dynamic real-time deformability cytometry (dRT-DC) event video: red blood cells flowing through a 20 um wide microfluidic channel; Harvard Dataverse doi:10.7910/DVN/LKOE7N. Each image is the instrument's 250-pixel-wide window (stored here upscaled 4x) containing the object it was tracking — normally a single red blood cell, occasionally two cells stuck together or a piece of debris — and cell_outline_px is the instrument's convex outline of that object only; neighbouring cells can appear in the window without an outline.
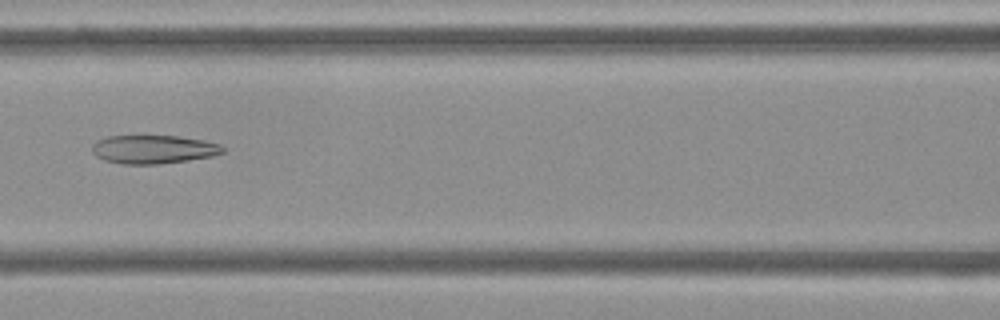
{"species": "Egyptian fruit bat (a non-hibernating species)", "species_latin": "Rousettus aegyptiacus", "temperature_condition": "cold", "stored_images_in_passage": 51, "camera_frame_rate_fps": 3000, "um_per_image_px": 0.085, "frame": {"image": 1, "passage_image": 21, "time_ms": 6.667, "image_size_px": [1000, 320], "cell_outline_px": [[224, 152], [212, 156], [188, 160], [160, 164], [124, 164], [104, 160], [96, 156], [92, 152], [92, 144], [96, 140], [108, 136], [180, 136], [204, 140], [220, 144], [224, 148]], "centroid_in_image_um": [13.03, 12.69], "position_along_channel_um": 153.6, "area_um2": 21.79}}
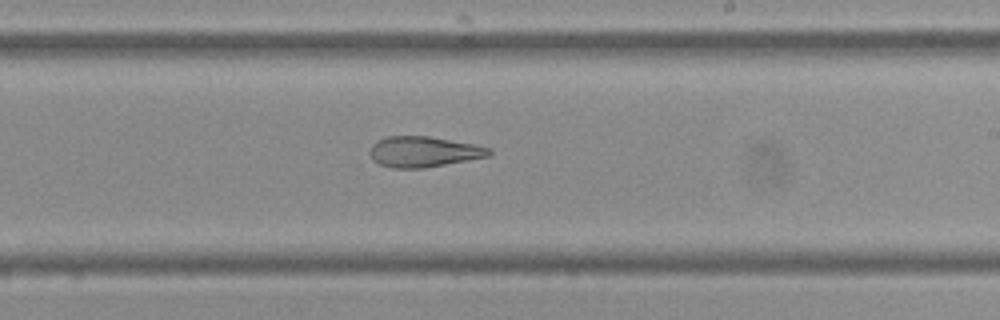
{"frame": {"image": 2, "passage_image": 29, "time_ms": 9.333, "image_size_px": [1000, 320], "cell_outline_px": [[492, 152], [488, 156], [424, 168], [392, 168], [380, 164], [372, 160], [368, 152], [372, 144], [376, 140], [388, 136], [428, 136], [476, 144], [492, 148]], "centroid_in_image_um": [35.98, 12.89], "position_along_channel_um": 253.0, "area_um2": 21.39}}
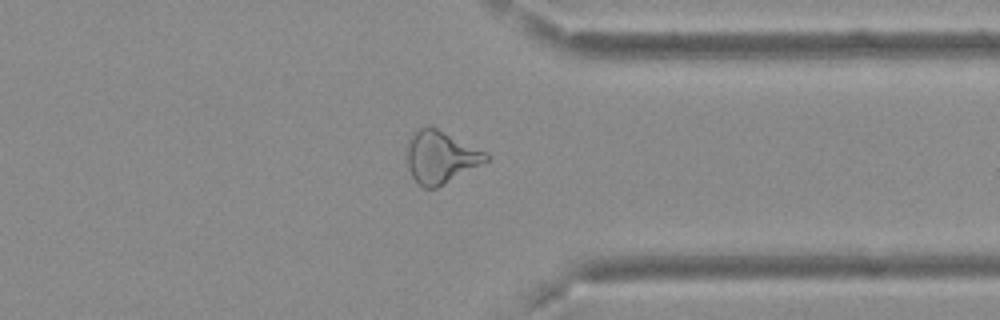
{"frame": {"image": 3, "passage_image": 39, "time_ms": 12.667, "image_size_px": [1000, 320], "cell_outline_px": [[488, 160], [444, 184], [436, 188], [424, 188], [412, 176], [408, 168], [408, 140], [420, 128], [428, 124], [484, 152], [488, 156]], "centroid_in_image_um": [37.42, 13.35], "position_along_channel_um": 374.0, "area_um2": 23.29}, "authors_computed_cell_mechanics": {"area_um2": 25.6632, "velocity_mm_per_s": 3.7306, "shape_relaxation_time_tau1_ms": null, "shape_relaxation_time_tau2_ms": 6.5022, "deformation_change_tau1": null, "deformation_change_tau2": 0.1648}}